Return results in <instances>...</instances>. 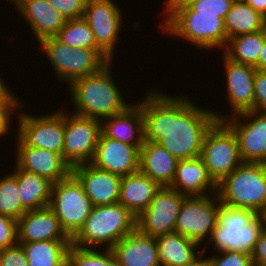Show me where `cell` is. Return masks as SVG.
<instances>
[{
  "instance_id": "cell-16",
  "label": "cell",
  "mask_w": 266,
  "mask_h": 266,
  "mask_svg": "<svg viewBox=\"0 0 266 266\" xmlns=\"http://www.w3.org/2000/svg\"><path fill=\"white\" fill-rule=\"evenodd\" d=\"M140 149L106 137L102 132L91 164L120 177L139 170Z\"/></svg>"
},
{
  "instance_id": "cell-11",
  "label": "cell",
  "mask_w": 266,
  "mask_h": 266,
  "mask_svg": "<svg viewBox=\"0 0 266 266\" xmlns=\"http://www.w3.org/2000/svg\"><path fill=\"white\" fill-rule=\"evenodd\" d=\"M214 114L217 120H224L236 134L243 162L266 164V114L255 111L242 112L232 117H228L229 114L224 117L217 111Z\"/></svg>"
},
{
  "instance_id": "cell-38",
  "label": "cell",
  "mask_w": 266,
  "mask_h": 266,
  "mask_svg": "<svg viewBox=\"0 0 266 266\" xmlns=\"http://www.w3.org/2000/svg\"><path fill=\"white\" fill-rule=\"evenodd\" d=\"M47 1L67 20L84 17L87 0H47Z\"/></svg>"
},
{
  "instance_id": "cell-4",
  "label": "cell",
  "mask_w": 266,
  "mask_h": 266,
  "mask_svg": "<svg viewBox=\"0 0 266 266\" xmlns=\"http://www.w3.org/2000/svg\"><path fill=\"white\" fill-rule=\"evenodd\" d=\"M135 229L136 216L119 202L94 206L82 228L71 239V244L80 248L95 249L104 245L105 249H112L118 241Z\"/></svg>"
},
{
  "instance_id": "cell-9",
  "label": "cell",
  "mask_w": 266,
  "mask_h": 266,
  "mask_svg": "<svg viewBox=\"0 0 266 266\" xmlns=\"http://www.w3.org/2000/svg\"><path fill=\"white\" fill-rule=\"evenodd\" d=\"M64 111V146L62 156L73 168L91 163L101 134V121ZM68 112V113H67ZM71 114V115H70Z\"/></svg>"
},
{
  "instance_id": "cell-40",
  "label": "cell",
  "mask_w": 266,
  "mask_h": 266,
  "mask_svg": "<svg viewBox=\"0 0 266 266\" xmlns=\"http://www.w3.org/2000/svg\"><path fill=\"white\" fill-rule=\"evenodd\" d=\"M0 266H28L22 244L16 243L0 250Z\"/></svg>"
},
{
  "instance_id": "cell-44",
  "label": "cell",
  "mask_w": 266,
  "mask_h": 266,
  "mask_svg": "<svg viewBox=\"0 0 266 266\" xmlns=\"http://www.w3.org/2000/svg\"><path fill=\"white\" fill-rule=\"evenodd\" d=\"M198 0H166L164 8H184Z\"/></svg>"
},
{
  "instance_id": "cell-30",
  "label": "cell",
  "mask_w": 266,
  "mask_h": 266,
  "mask_svg": "<svg viewBox=\"0 0 266 266\" xmlns=\"http://www.w3.org/2000/svg\"><path fill=\"white\" fill-rule=\"evenodd\" d=\"M266 37V29L233 37L228 40L224 54L235 62L256 68Z\"/></svg>"
},
{
  "instance_id": "cell-23",
  "label": "cell",
  "mask_w": 266,
  "mask_h": 266,
  "mask_svg": "<svg viewBox=\"0 0 266 266\" xmlns=\"http://www.w3.org/2000/svg\"><path fill=\"white\" fill-rule=\"evenodd\" d=\"M121 266H160L155 237L142 234L137 228L112 248Z\"/></svg>"
},
{
  "instance_id": "cell-43",
  "label": "cell",
  "mask_w": 266,
  "mask_h": 266,
  "mask_svg": "<svg viewBox=\"0 0 266 266\" xmlns=\"http://www.w3.org/2000/svg\"><path fill=\"white\" fill-rule=\"evenodd\" d=\"M255 11L266 17V0H244Z\"/></svg>"
},
{
  "instance_id": "cell-49",
  "label": "cell",
  "mask_w": 266,
  "mask_h": 266,
  "mask_svg": "<svg viewBox=\"0 0 266 266\" xmlns=\"http://www.w3.org/2000/svg\"><path fill=\"white\" fill-rule=\"evenodd\" d=\"M14 5L18 0H9Z\"/></svg>"
},
{
  "instance_id": "cell-47",
  "label": "cell",
  "mask_w": 266,
  "mask_h": 266,
  "mask_svg": "<svg viewBox=\"0 0 266 266\" xmlns=\"http://www.w3.org/2000/svg\"><path fill=\"white\" fill-rule=\"evenodd\" d=\"M8 87H6L4 81L2 80V78L0 77V95L7 89Z\"/></svg>"
},
{
  "instance_id": "cell-2",
  "label": "cell",
  "mask_w": 266,
  "mask_h": 266,
  "mask_svg": "<svg viewBox=\"0 0 266 266\" xmlns=\"http://www.w3.org/2000/svg\"><path fill=\"white\" fill-rule=\"evenodd\" d=\"M235 0H198L184 8H165L162 28L201 49H222L227 45L224 18Z\"/></svg>"
},
{
  "instance_id": "cell-42",
  "label": "cell",
  "mask_w": 266,
  "mask_h": 266,
  "mask_svg": "<svg viewBox=\"0 0 266 266\" xmlns=\"http://www.w3.org/2000/svg\"><path fill=\"white\" fill-rule=\"evenodd\" d=\"M253 266H266V230L264 229L255 244L251 254Z\"/></svg>"
},
{
  "instance_id": "cell-22",
  "label": "cell",
  "mask_w": 266,
  "mask_h": 266,
  "mask_svg": "<svg viewBox=\"0 0 266 266\" xmlns=\"http://www.w3.org/2000/svg\"><path fill=\"white\" fill-rule=\"evenodd\" d=\"M170 188L187 197L207 196L217 193V184L209 176L200 156L178 161L175 178Z\"/></svg>"
},
{
  "instance_id": "cell-39",
  "label": "cell",
  "mask_w": 266,
  "mask_h": 266,
  "mask_svg": "<svg viewBox=\"0 0 266 266\" xmlns=\"http://www.w3.org/2000/svg\"><path fill=\"white\" fill-rule=\"evenodd\" d=\"M18 242L17 221L0 214V250Z\"/></svg>"
},
{
  "instance_id": "cell-34",
  "label": "cell",
  "mask_w": 266,
  "mask_h": 266,
  "mask_svg": "<svg viewBox=\"0 0 266 266\" xmlns=\"http://www.w3.org/2000/svg\"><path fill=\"white\" fill-rule=\"evenodd\" d=\"M102 249L98 252L95 248H80L71 244L67 266H121L112 249Z\"/></svg>"
},
{
  "instance_id": "cell-25",
  "label": "cell",
  "mask_w": 266,
  "mask_h": 266,
  "mask_svg": "<svg viewBox=\"0 0 266 266\" xmlns=\"http://www.w3.org/2000/svg\"><path fill=\"white\" fill-rule=\"evenodd\" d=\"M160 186L140 170L121 178L119 203L136 217L154 199Z\"/></svg>"
},
{
  "instance_id": "cell-41",
  "label": "cell",
  "mask_w": 266,
  "mask_h": 266,
  "mask_svg": "<svg viewBox=\"0 0 266 266\" xmlns=\"http://www.w3.org/2000/svg\"><path fill=\"white\" fill-rule=\"evenodd\" d=\"M254 111L266 114V71L256 70L255 72Z\"/></svg>"
},
{
  "instance_id": "cell-37",
  "label": "cell",
  "mask_w": 266,
  "mask_h": 266,
  "mask_svg": "<svg viewBox=\"0 0 266 266\" xmlns=\"http://www.w3.org/2000/svg\"><path fill=\"white\" fill-rule=\"evenodd\" d=\"M207 257L208 266H253L252 257L248 253L226 251L219 255Z\"/></svg>"
},
{
  "instance_id": "cell-33",
  "label": "cell",
  "mask_w": 266,
  "mask_h": 266,
  "mask_svg": "<svg viewBox=\"0 0 266 266\" xmlns=\"http://www.w3.org/2000/svg\"><path fill=\"white\" fill-rule=\"evenodd\" d=\"M73 81L100 71L112 61L101 49L74 47Z\"/></svg>"
},
{
  "instance_id": "cell-28",
  "label": "cell",
  "mask_w": 266,
  "mask_h": 266,
  "mask_svg": "<svg viewBox=\"0 0 266 266\" xmlns=\"http://www.w3.org/2000/svg\"><path fill=\"white\" fill-rule=\"evenodd\" d=\"M227 42L233 37L266 29V17L244 0H235L224 18Z\"/></svg>"
},
{
  "instance_id": "cell-46",
  "label": "cell",
  "mask_w": 266,
  "mask_h": 266,
  "mask_svg": "<svg viewBox=\"0 0 266 266\" xmlns=\"http://www.w3.org/2000/svg\"><path fill=\"white\" fill-rule=\"evenodd\" d=\"M202 257L203 255H201V257L198 260H196L194 263H191L185 266H208L206 259Z\"/></svg>"
},
{
  "instance_id": "cell-8",
  "label": "cell",
  "mask_w": 266,
  "mask_h": 266,
  "mask_svg": "<svg viewBox=\"0 0 266 266\" xmlns=\"http://www.w3.org/2000/svg\"><path fill=\"white\" fill-rule=\"evenodd\" d=\"M49 207L72 239L84 225L94 205L85 194L82 183L71 173L67 178L53 183Z\"/></svg>"
},
{
  "instance_id": "cell-27",
  "label": "cell",
  "mask_w": 266,
  "mask_h": 266,
  "mask_svg": "<svg viewBox=\"0 0 266 266\" xmlns=\"http://www.w3.org/2000/svg\"><path fill=\"white\" fill-rule=\"evenodd\" d=\"M13 175L19 185L21 205L26 211L50 205L53 182L36 173L14 168Z\"/></svg>"
},
{
  "instance_id": "cell-20",
  "label": "cell",
  "mask_w": 266,
  "mask_h": 266,
  "mask_svg": "<svg viewBox=\"0 0 266 266\" xmlns=\"http://www.w3.org/2000/svg\"><path fill=\"white\" fill-rule=\"evenodd\" d=\"M13 6L30 25L38 42L56 37L67 20L47 0H18Z\"/></svg>"
},
{
  "instance_id": "cell-18",
  "label": "cell",
  "mask_w": 266,
  "mask_h": 266,
  "mask_svg": "<svg viewBox=\"0 0 266 266\" xmlns=\"http://www.w3.org/2000/svg\"><path fill=\"white\" fill-rule=\"evenodd\" d=\"M72 173L82 183L85 194L94 206L119 202L122 177L99 169L91 163L74 166Z\"/></svg>"
},
{
  "instance_id": "cell-10",
  "label": "cell",
  "mask_w": 266,
  "mask_h": 266,
  "mask_svg": "<svg viewBox=\"0 0 266 266\" xmlns=\"http://www.w3.org/2000/svg\"><path fill=\"white\" fill-rule=\"evenodd\" d=\"M212 196L186 197L177 216L174 232L200 245L207 237L211 238L221 203L217 194Z\"/></svg>"
},
{
  "instance_id": "cell-32",
  "label": "cell",
  "mask_w": 266,
  "mask_h": 266,
  "mask_svg": "<svg viewBox=\"0 0 266 266\" xmlns=\"http://www.w3.org/2000/svg\"><path fill=\"white\" fill-rule=\"evenodd\" d=\"M56 37L69 47L100 49L89 24L84 18L66 20Z\"/></svg>"
},
{
  "instance_id": "cell-26",
  "label": "cell",
  "mask_w": 266,
  "mask_h": 266,
  "mask_svg": "<svg viewBox=\"0 0 266 266\" xmlns=\"http://www.w3.org/2000/svg\"><path fill=\"white\" fill-rule=\"evenodd\" d=\"M155 239L160 266H185L194 263L204 255V248L199 252V256L196 254L199 243L176 232L166 233Z\"/></svg>"
},
{
  "instance_id": "cell-12",
  "label": "cell",
  "mask_w": 266,
  "mask_h": 266,
  "mask_svg": "<svg viewBox=\"0 0 266 266\" xmlns=\"http://www.w3.org/2000/svg\"><path fill=\"white\" fill-rule=\"evenodd\" d=\"M20 112L16 136L26 145L62 154L64 146V112L34 116Z\"/></svg>"
},
{
  "instance_id": "cell-36",
  "label": "cell",
  "mask_w": 266,
  "mask_h": 266,
  "mask_svg": "<svg viewBox=\"0 0 266 266\" xmlns=\"http://www.w3.org/2000/svg\"><path fill=\"white\" fill-rule=\"evenodd\" d=\"M16 96L9 88L0 95V137L11 131L10 121H12V117L10 116H12L13 111L16 112L18 108L23 106L22 100Z\"/></svg>"
},
{
  "instance_id": "cell-19",
  "label": "cell",
  "mask_w": 266,
  "mask_h": 266,
  "mask_svg": "<svg viewBox=\"0 0 266 266\" xmlns=\"http://www.w3.org/2000/svg\"><path fill=\"white\" fill-rule=\"evenodd\" d=\"M17 234L20 244L45 240H71L49 206L26 211L17 221Z\"/></svg>"
},
{
  "instance_id": "cell-45",
  "label": "cell",
  "mask_w": 266,
  "mask_h": 266,
  "mask_svg": "<svg viewBox=\"0 0 266 266\" xmlns=\"http://www.w3.org/2000/svg\"><path fill=\"white\" fill-rule=\"evenodd\" d=\"M256 69L258 71H266V37L259 55L258 63L256 64Z\"/></svg>"
},
{
  "instance_id": "cell-17",
  "label": "cell",
  "mask_w": 266,
  "mask_h": 266,
  "mask_svg": "<svg viewBox=\"0 0 266 266\" xmlns=\"http://www.w3.org/2000/svg\"><path fill=\"white\" fill-rule=\"evenodd\" d=\"M226 71L227 99L231 106L232 116L254 111V77L256 68L238 63L223 53Z\"/></svg>"
},
{
  "instance_id": "cell-29",
  "label": "cell",
  "mask_w": 266,
  "mask_h": 266,
  "mask_svg": "<svg viewBox=\"0 0 266 266\" xmlns=\"http://www.w3.org/2000/svg\"><path fill=\"white\" fill-rule=\"evenodd\" d=\"M28 266H67L71 240H45L21 243Z\"/></svg>"
},
{
  "instance_id": "cell-24",
  "label": "cell",
  "mask_w": 266,
  "mask_h": 266,
  "mask_svg": "<svg viewBox=\"0 0 266 266\" xmlns=\"http://www.w3.org/2000/svg\"><path fill=\"white\" fill-rule=\"evenodd\" d=\"M178 159L159 143L143 141L139 170L160 187H170L176 174Z\"/></svg>"
},
{
  "instance_id": "cell-13",
  "label": "cell",
  "mask_w": 266,
  "mask_h": 266,
  "mask_svg": "<svg viewBox=\"0 0 266 266\" xmlns=\"http://www.w3.org/2000/svg\"><path fill=\"white\" fill-rule=\"evenodd\" d=\"M186 197L170 187H160L150 205L136 217V228L151 237L174 232L177 216Z\"/></svg>"
},
{
  "instance_id": "cell-31",
  "label": "cell",
  "mask_w": 266,
  "mask_h": 266,
  "mask_svg": "<svg viewBox=\"0 0 266 266\" xmlns=\"http://www.w3.org/2000/svg\"><path fill=\"white\" fill-rule=\"evenodd\" d=\"M41 50L51 62L56 77L70 85L73 82V52L74 47H69L57 37H49L39 42Z\"/></svg>"
},
{
  "instance_id": "cell-5",
  "label": "cell",
  "mask_w": 266,
  "mask_h": 266,
  "mask_svg": "<svg viewBox=\"0 0 266 266\" xmlns=\"http://www.w3.org/2000/svg\"><path fill=\"white\" fill-rule=\"evenodd\" d=\"M264 218L251 209L237 208L220 203L216 228L209 240L218 253L237 251L252 254Z\"/></svg>"
},
{
  "instance_id": "cell-1",
  "label": "cell",
  "mask_w": 266,
  "mask_h": 266,
  "mask_svg": "<svg viewBox=\"0 0 266 266\" xmlns=\"http://www.w3.org/2000/svg\"><path fill=\"white\" fill-rule=\"evenodd\" d=\"M144 140L159 143L178 160L199 157L207 130L217 120L189 97L149 90L141 100Z\"/></svg>"
},
{
  "instance_id": "cell-48",
  "label": "cell",
  "mask_w": 266,
  "mask_h": 266,
  "mask_svg": "<svg viewBox=\"0 0 266 266\" xmlns=\"http://www.w3.org/2000/svg\"><path fill=\"white\" fill-rule=\"evenodd\" d=\"M262 216L264 218V229L266 230V213H264Z\"/></svg>"
},
{
  "instance_id": "cell-6",
  "label": "cell",
  "mask_w": 266,
  "mask_h": 266,
  "mask_svg": "<svg viewBox=\"0 0 266 266\" xmlns=\"http://www.w3.org/2000/svg\"><path fill=\"white\" fill-rule=\"evenodd\" d=\"M222 204L266 213V164L242 162L217 184Z\"/></svg>"
},
{
  "instance_id": "cell-21",
  "label": "cell",
  "mask_w": 266,
  "mask_h": 266,
  "mask_svg": "<svg viewBox=\"0 0 266 266\" xmlns=\"http://www.w3.org/2000/svg\"><path fill=\"white\" fill-rule=\"evenodd\" d=\"M101 132L108 138L141 148L144 141V118L141 101L125 111L103 119Z\"/></svg>"
},
{
  "instance_id": "cell-15",
  "label": "cell",
  "mask_w": 266,
  "mask_h": 266,
  "mask_svg": "<svg viewBox=\"0 0 266 266\" xmlns=\"http://www.w3.org/2000/svg\"><path fill=\"white\" fill-rule=\"evenodd\" d=\"M16 166L19 169L36 173L57 183L72 173L71 166L64 160L62 154L51 150L26 146L17 136Z\"/></svg>"
},
{
  "instance_id": "cell-35",
  "label": "cell",
  "mask_w": 266,
  "mask_h": 266,
  "mask_svg": "<svg viewBox=\"0 0 266 266\" xmlns=\"http://www.w3.org/2000/svg\"><path fill=\"white\" fill-rule=\"evenodd\" d=\"M19 185L13 174L0 179V214L18 221L26 210L21 205Z\"/></svg>"
},
{
  "instance_id": "cell-14",
  "label": "cell",
  "mask_w": 266,
  "mask_h": 266,
  "mask_svg": "<svg viewBox=\"0 0 266 266\" xmlns=\"http://www.w3.org/2000/svg\"><path fill=\"white\" fill-rule=\"evenodd\" d=\"M89 24L97 46L113 61L122 24V11L113 0H87L83 17Z\"/></svg>"
},
{
  "instance_id": "cell-3",
  "label": "cell",
  "mask_w": 266,
  "mask_h": 266,
  "mask_svg": "<svg viewBox=\"0 0 266 266\" xmlns=\"http://www.w3.org/2000/svg\"><path fill=\"white\" fill-rule=\"evenodd\" d=\"M111 62L100 71L78 78L69 85L73 113L102 121L132 105L125 101L112 79Z\"/></svg>"
},
{
  "instance_id": "cell-7",
  "label": "cell",
  "mask_w": 266,
  "mask_h": 266,
  "mask_svg": "<svg viewBox=\"0 0 266 266\" xmlns=\"http://www.w3.org/2000/svg\"><path fill=\"white\" fill-rule=\"evenodd\" d=\"M200 157L216 184L243 162L237 136L224 120H216L207 130Z\"/></svg>"
}]
</instances>
